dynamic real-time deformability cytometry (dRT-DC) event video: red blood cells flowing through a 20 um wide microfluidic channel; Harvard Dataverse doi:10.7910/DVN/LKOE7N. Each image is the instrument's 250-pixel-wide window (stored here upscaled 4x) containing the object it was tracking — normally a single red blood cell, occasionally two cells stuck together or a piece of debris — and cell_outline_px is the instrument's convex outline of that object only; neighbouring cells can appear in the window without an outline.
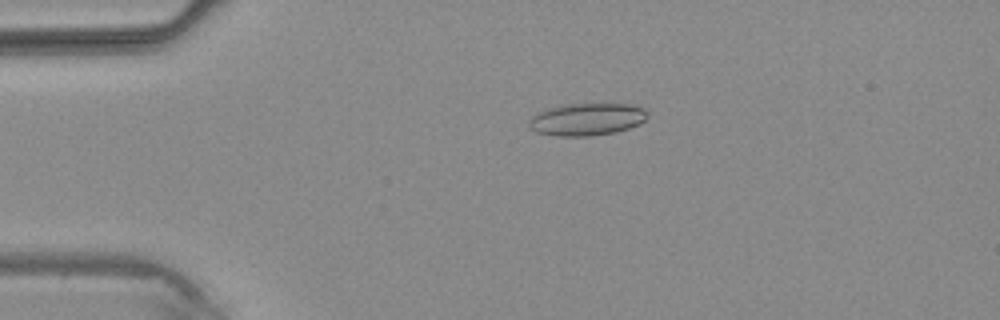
{"species": "common noctule bat (a hibernating species)", "species_latin": "Nyctalus noctula", "temperature_condition": "warm", "stored_images_in_passage": 3, "camera_frame_rate_fps": 3000, "um_per_image_px": 0.085, "animal": {"sex": "male", "body_mass_g": 20.4}, "frame": {"image": 1, "passage_image": 2, "time_ms": 1.333, "image_size_px": [1000, 320], "cell_outline_px": [[648, 116], [640, 124], [616, 132], [592, 136], [556, 136], [536, 132], [528, 124], [528, 120], [536, 112], [548, 108], [564, 104], [632, 104], [644, 108], [648, 112]], "centroid_in_image_um": [49.88, 10.14], "position_along_channel_um": 35.1, "area_um2": 22.54}}